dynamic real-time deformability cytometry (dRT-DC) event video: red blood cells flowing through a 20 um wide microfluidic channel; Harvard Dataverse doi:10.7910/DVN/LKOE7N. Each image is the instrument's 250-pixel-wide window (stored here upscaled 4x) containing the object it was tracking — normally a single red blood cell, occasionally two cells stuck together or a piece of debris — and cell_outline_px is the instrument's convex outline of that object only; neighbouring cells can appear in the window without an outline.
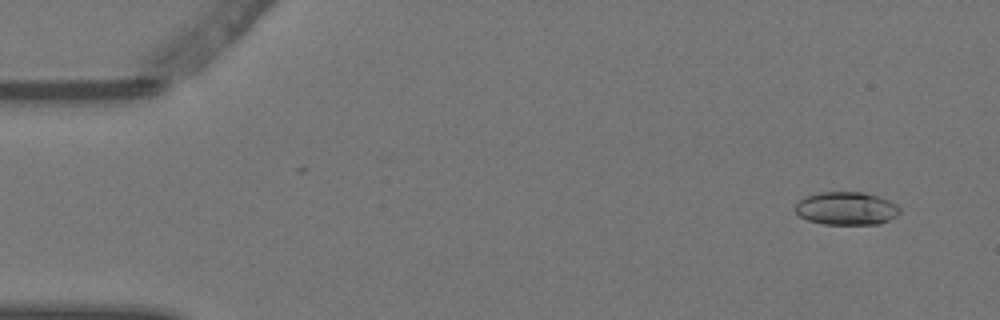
{"species": "Egyptian fruit bat (a non-hibernating species)", "species_latin": "Rousettus aegyptiacus", "temperature_condition": "warm", "stored_images_in_passage": 6, "camera_frame_rate_fps": 3000, "um_per_image_px": 0.085, "animal": {"sex": "female"}, "frame": {"image": 1, "passage_image": 2, "time_ms": 0.333, "image_size_px": [1000, 320], "cell_outline_px": [[900, 212], [896, 216], [880, 224], [824, 224], [808, 220], [800, 216], [792, 208], [804, 196], [820, 192], [864, 192], [880, 196], [896, 204], [900, 208]], "centroid_in_image_um": [71.93, 17.71], "position_along_channel_um": 13.1, "area_um2": 20.29}}
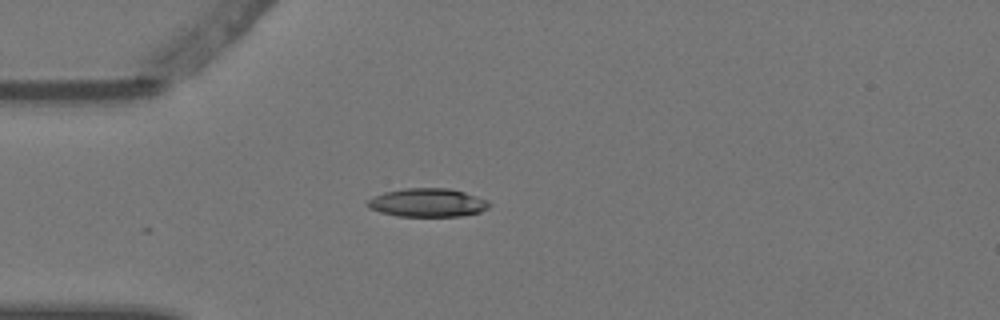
{"frame": {"image": 2, "passage_image": 5, "time_ms": 1.333, "image_size_px": [1000, 320], "cell_outline_px": [[492, 204], [488, 208], [480, 212], [460, 216], [396, 216], [380, 212], [368, 208], [364, 204], [372, 196], [384, 192], [404, 188], [448, 188], [464, 192], [488, 200]], "centroid_in_image_um": [36.31, 17.22], "position_along_channel_um": 48.7, "area_um2": 20.4}}